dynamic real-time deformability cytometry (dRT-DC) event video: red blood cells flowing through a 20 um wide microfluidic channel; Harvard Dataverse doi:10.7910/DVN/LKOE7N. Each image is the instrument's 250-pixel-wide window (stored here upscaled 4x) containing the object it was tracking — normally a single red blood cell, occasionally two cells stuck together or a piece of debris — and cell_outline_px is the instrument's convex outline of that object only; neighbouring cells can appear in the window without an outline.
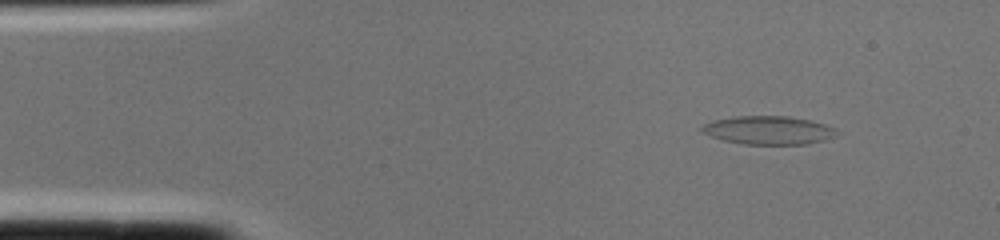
{"species": "common noctule bat (a hibernating species)", "species_latin": "Nyctalus noctula", "temperature_condition": "cold", "stored_images_in_passage": 2, "camera_frame_rate_fps": 3000, "um_per_image_px": 0.085, "animal": {"sex": "female", "body_mass_g": 22.0, "forearm_length_mm": 56.7}, "frame": {"image": 1, "passage_image": 2, "time_ms": 0.333, "image_size_px": [1000, 240], "cell_outline_px": [[840, 132], [836, 136], [824, 140], [808, 144], [744, 144], [724, 140], [712, 136], [704, 132], [700, 128], [704, 124], [712, 120], [736, 116], [788, 116], [808, 120], [824, 124], [836, 128]], "centroid_in_image_um": [65.36, 11.07], "position_along_channel_um": 19.6, "area_um2": 22.25}}